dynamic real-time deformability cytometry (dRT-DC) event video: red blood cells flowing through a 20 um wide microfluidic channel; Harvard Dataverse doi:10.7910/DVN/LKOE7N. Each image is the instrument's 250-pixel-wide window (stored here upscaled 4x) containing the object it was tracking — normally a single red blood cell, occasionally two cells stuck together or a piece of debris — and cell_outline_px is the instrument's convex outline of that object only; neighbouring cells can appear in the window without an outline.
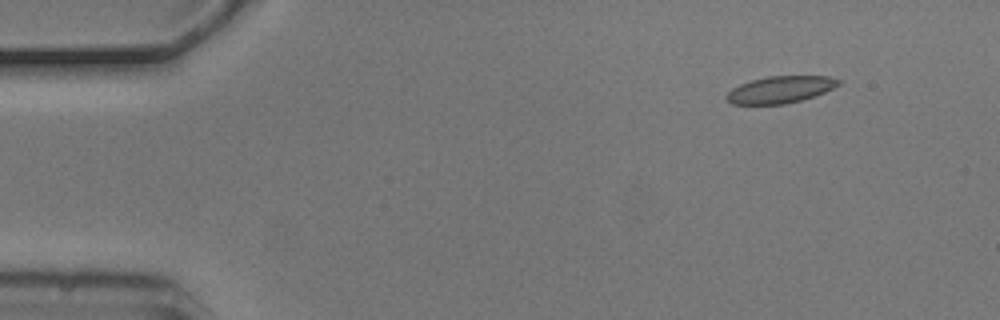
{"species": "common noctule bat (a hibernating species)", "species_latin": "Nyctalus noctula", "temperature_condition": "cold", "stored_images_in_passage": 4, "camera_frame_rate_fps": 3000, "um_per_image_px": 0.085, "animal": {"sex": "male", "body_mass_g": 20.5, "forearm_length_mm": 52.5}, "frame": {"image": 1, "passage_image": 1, "time_ms": 0.0, "image_size_px": [1000, 320], "cell_outline_px": [[840, 84], [824, 92], [800, 100], [784, 104], [732, 104], [724, 96], [732, 88], [740, 84], [752, 80], [768, 76], [828, 76], [840, 80]], "centroid_in_image_um": [66.29, 7.61], "position_along_channel_um": 18.7, "area_um2": 17.34}}
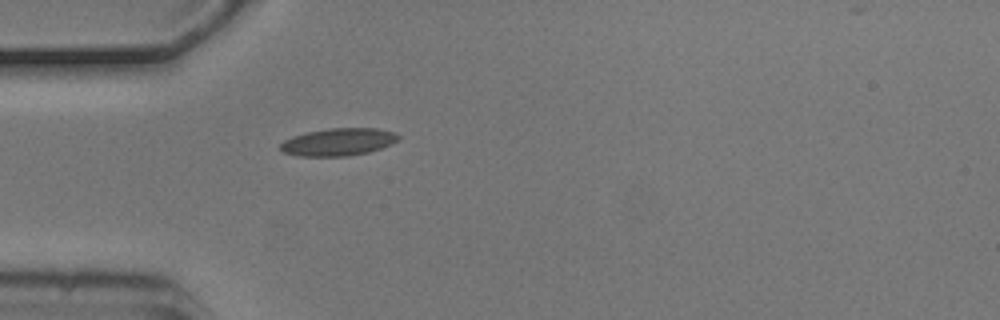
{"frame": {"image": 2, "passage_image": 4, "time_ms": 1.0, "image_size_px": [1000, 320], "cell_outline_px": [[400, 140], [392, 144], [368, 152], [348, 156], [296, 156], [284, 152], [280, 148], [280, 144], [284, 140], [292, 136], [308, 132], [328, 128], [376, 128], [396, 132], [400, 136]], "centroid_in_image_um": [28.78, 12.06], "position_along_channel_um": 56.2, "area_um2": 19.02}}